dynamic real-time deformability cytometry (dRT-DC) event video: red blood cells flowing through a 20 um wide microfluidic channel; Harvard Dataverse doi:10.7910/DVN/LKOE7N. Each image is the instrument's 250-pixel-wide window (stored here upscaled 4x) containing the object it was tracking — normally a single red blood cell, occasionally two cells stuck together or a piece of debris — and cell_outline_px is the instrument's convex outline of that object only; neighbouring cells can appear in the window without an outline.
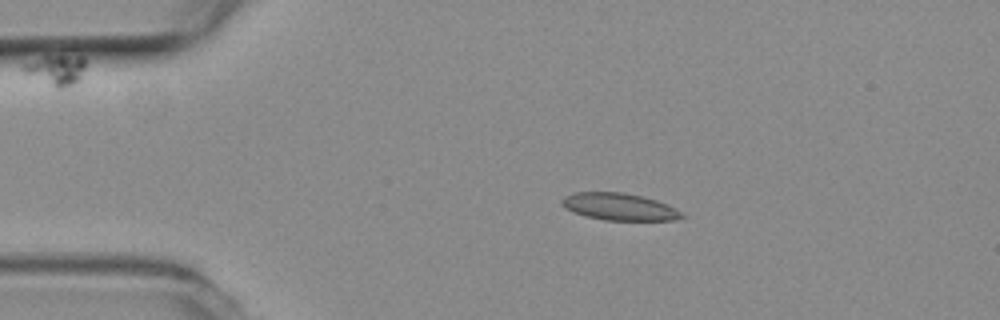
{"species": "common noctule bat (a hibernating species)", "species_latin": "Nyctalus noctula", "temperature_condition": "room temperature", "stored_images_in_passage": 3, "camera_frame_rate_fps": 3000, "um_per_image_px": 0.085, "animal": {"sex": "female", "body_mass_g": 19.3, "forearm_length_mm": 54.1}, "frame": {"image": 1, "passage_image": 1, "time_ms": 0.0, "image_size_px": [1000, 320], "cell_outline_px": [[684, 216], [672, 220], [604, 220], [584, 216], [572, 212], [564, 208], [560, 204], [560, 200], [564, 196], [572, 192], [624, 192], [656, 200], [680, 212]], "centroid_in_image_um": [52.51, 17.56], "position_along_channel_um": 32.5, "area_um2": 18.84}}
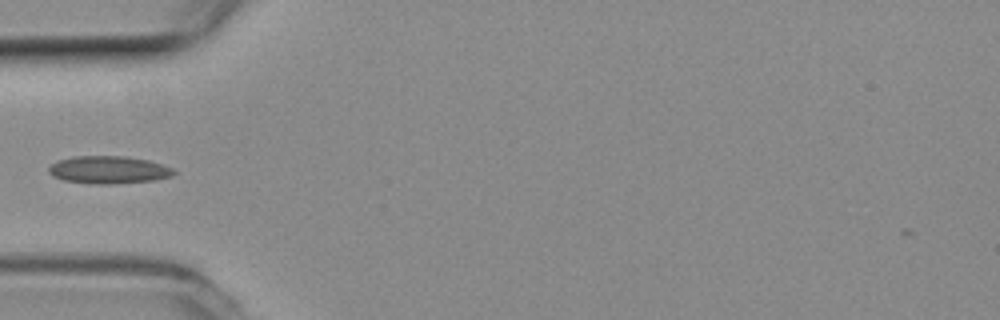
{"frame": {"image": 2, "passage_image": 3, "time_ms": 0.667, "image_size_px": [1000, 320], "cell_outline_px": [[176, 172], [172, 176], [156, 180], [112, 184], [92, 184], [64, 180], [52, 176], [48, 172], [48, 168], [56, 160], [72, 156], [124, 156], [148, 160], [172, 168]], "centroid_in_image_um": [9.2, 14.44], "position_along_channel_um": 75.8, "area_um2": 20.23}}